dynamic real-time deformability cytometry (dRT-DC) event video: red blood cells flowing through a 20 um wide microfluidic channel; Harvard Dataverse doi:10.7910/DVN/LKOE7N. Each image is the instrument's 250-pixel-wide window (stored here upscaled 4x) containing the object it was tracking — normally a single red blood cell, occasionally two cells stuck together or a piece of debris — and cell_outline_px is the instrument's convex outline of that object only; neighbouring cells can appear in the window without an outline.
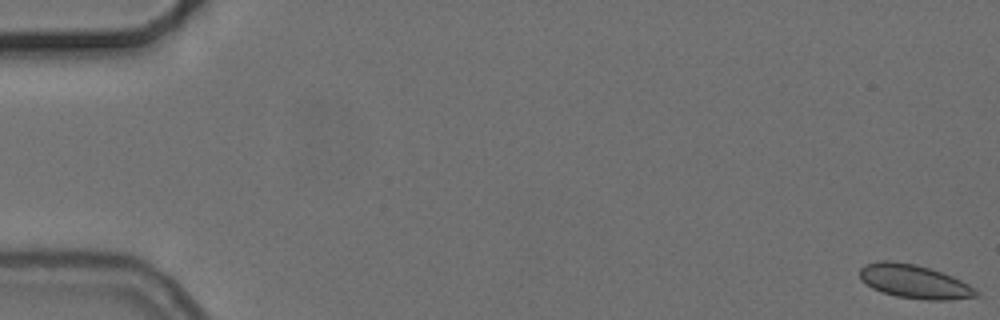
{"species": "common noctule bat (a hibernating species)", "species_latin": "Nyctalus noctula", "temperature_condition": "cold", "stored_images_in_passage": 8, "camera_frame_rate_fps": 3000, "um_per_image_px": 0.085, "animal": {"sex": "female", "body_mass_g": 24.6, "forearm_length_mm": 56.2}, "frame": {"image": 1, "passage_image": 1, "time_ms": 0.0, "image_size_px": [1000, 320], "cell_outline_px": [[980, 296], [948, 300], [928, 300], [896, 296], [880, 292], [872, 288], [860, 280], [860, 268], [864, 264], [880, 260], [892, 260], [916, 264], [952, 276], [968, 284], [980, 292]], "centroid_in_image_um": [77.69, 23.93], "position_along_channel_um": 7.3, "area_um2": 23.0}}
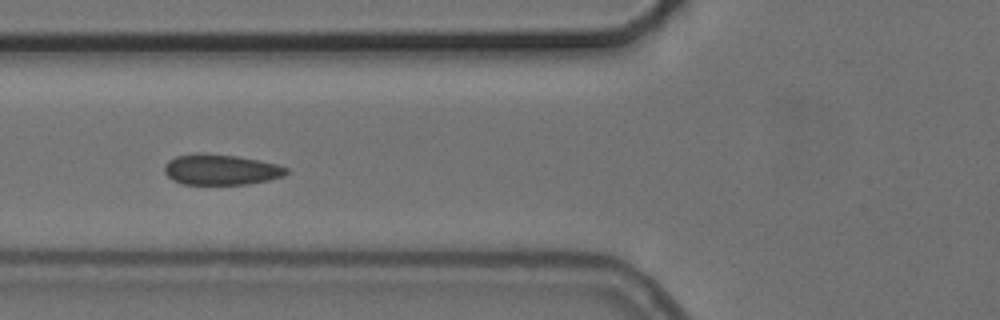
{"frame": {"image": 2, "passage_image": 7, "time_ms": 7.0, "image_size_px": [1000, 320], "cell_outline_px": [[288, 172], [284, 176], [268, 180], [248, 184], [184, 184], [172, 180], [164, 172], [164, 164], [168, 160], [176, 156], [196, 152], [236, 156], [260, 160], [276, 164], [288, 168]], "centroid_in_image_um": [18.75, 14.41], "position_along_channel_um": 107.0, "area_um2": 21.85}}
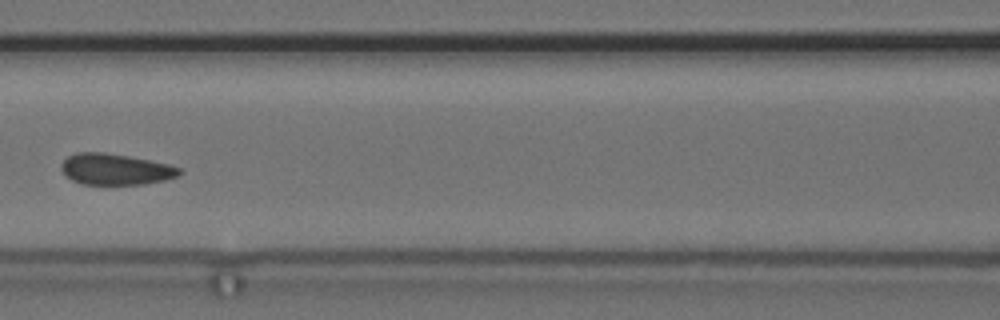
{"frame": {"image": 3, "passage_image": 8, "time_ms": 8.333, "image_size_px": [1000, 320], "cell_outline_px": [[184, 172], [176, 176], [164, 180], [144, 184], [80, 184], [72, 180], [60, 168], [60, 164], [68, 156], [76, 152], [104, 152], [128, 156], [168, 164], [180, 168]], "centroid_in_image_um": [9.8, 14.38], "position_along_channel_um": 156.8, "area_um2": 21.33}}